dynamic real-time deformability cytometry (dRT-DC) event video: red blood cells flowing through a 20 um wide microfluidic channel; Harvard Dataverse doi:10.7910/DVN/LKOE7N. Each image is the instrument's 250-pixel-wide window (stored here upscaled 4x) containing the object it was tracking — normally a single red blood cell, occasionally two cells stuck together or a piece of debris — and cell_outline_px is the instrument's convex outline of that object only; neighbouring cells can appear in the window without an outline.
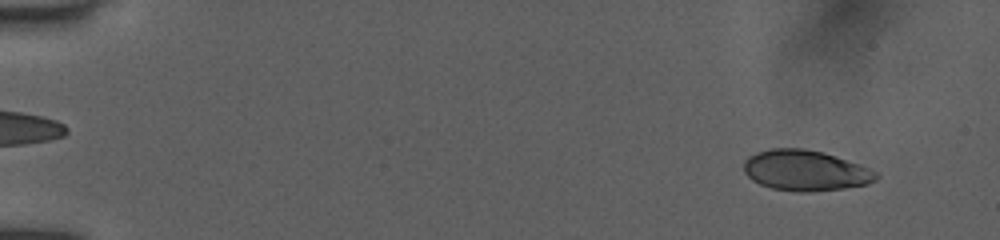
{"species": "human", "species_latin": "Homo sapiens", "temperature_condition": "room temperature", "stored_images_in_passage": 33, "camera_frame_rate_fps": 3000, "um_per_image_px": 0.085, "donor": {"sex": "female"}, "frame": {"image": 1, "passage_image": 2, "time_ms": 0.667, "image_size_px": [1000, 240], "cell_outline_px": [[880, 176], [876, 180], [868, 184], [844, 188], [808, 192], [796, 192], [772, 188], [760, 184], [752, 180], [744, 172], [744, 160], [748, 156], [756, 152], [772, 148], [804, 148], [824, 152], [860, 164], [876, 172]], "centroid_in_image_um": [68.46, 14.49], "position_along_channel_um": 16.5, "area_um2": 31.5}}
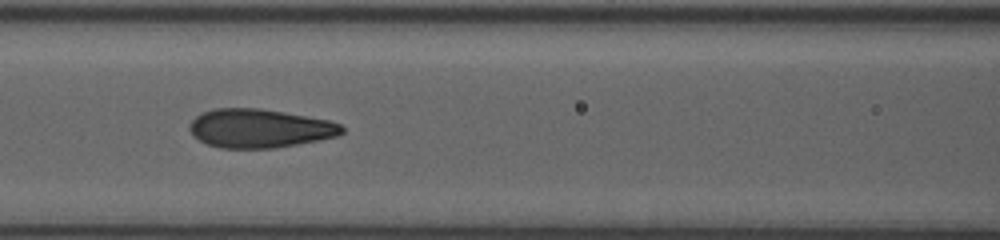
{"frame": {"image": 2, "passage_image": 15, "time_ms": 7.333, "image_size_px": [1000, 240], "cell_outline_px": [[344, 132], [336, 136], [276, 148], [220, 148], [208, 144], [192, 136], [188, 128], [192, 120], [196, 116], [212, 108], [260, 108], [284, 112], [328, 120], [340, 124], [344, 128]], "centroid_in_image_um": [22.03, 10.91], "position_along_channel_um": 144.6, "area_um2": 34.28}}
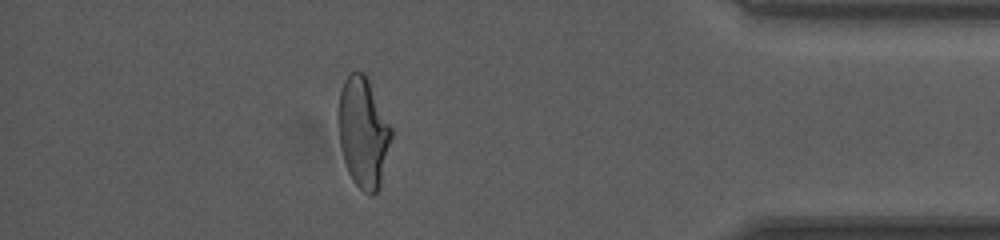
{"frame": {"image": 3, "passage_image": 29, "time_ms": 14.667, "image_size_px": [1000, 240], "cell_outline_px": [[392, 136], [380, 184], [376, 192], [372, 196], [368, 196], [352, 180], [348, 172], [340, 148], [340, 92], [344, 80], [352, 72], [364, 72], [392, 128]], "centroid_in_image_um": [30.89, 11.3], "position_along_channel_um": 404.3, "area_um2": 33.29}, "authors_computed_cell_mechanics": {"area_um2": 33.5818, "velocity_mm_per_s": 3.9949, "shape_relaxation_time_tau1_ms": 6.7644, "shape_relaxation_time_tau2_ms": 0.5422, "deformation_change_tau1": 0.2255, "deformation_change_tau2": 0.0452}}